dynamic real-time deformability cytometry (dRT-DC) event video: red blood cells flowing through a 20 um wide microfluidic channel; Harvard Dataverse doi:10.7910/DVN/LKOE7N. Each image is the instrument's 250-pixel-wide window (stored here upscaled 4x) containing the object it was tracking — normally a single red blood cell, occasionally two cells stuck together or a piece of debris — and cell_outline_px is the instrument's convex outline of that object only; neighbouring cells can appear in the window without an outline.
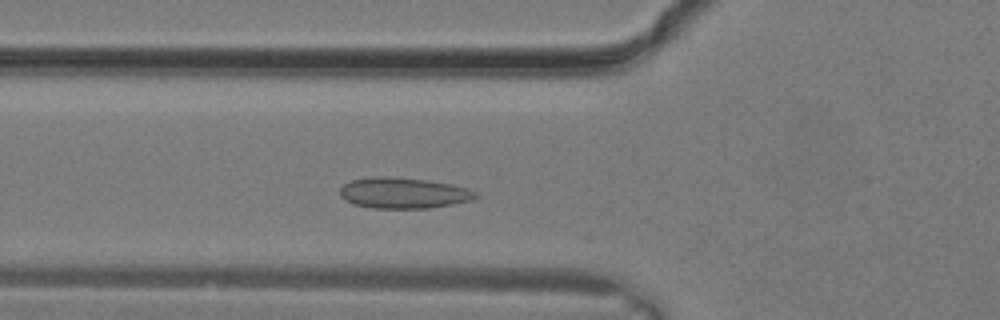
{"species": "common noctule bat (a hibernating species)", "species_latin": "Nyctalus noctula", "temperature_condition": "warm", "stored_images_in_passage": 9, "camera_frame_rate_fps": 3000, "um_per_image_px": 0.085, "animal": {"sex": "male", "body_mass_g": 19.2, "forearm_length_mm": 51.8}, "frame": {"image": 1, "passage_image": 7, "time_ms": 2.0, "image_size_px": [1000, 320], "cell_outline_px": [[480, 196], [472, 200], [452, 204], [428, 208], [372, 208], [352, 204], [344, 200], [340, 196], [340, 188], [344, 184], [352, 180], [372, 176], [380, 176], [428, 180], [452, 184], [468, 188], [476, 192]], "centroid_in_image_um": [34.29, 16.41], "position_along_channel_um": 91.5, "area_um2": 24.51}}
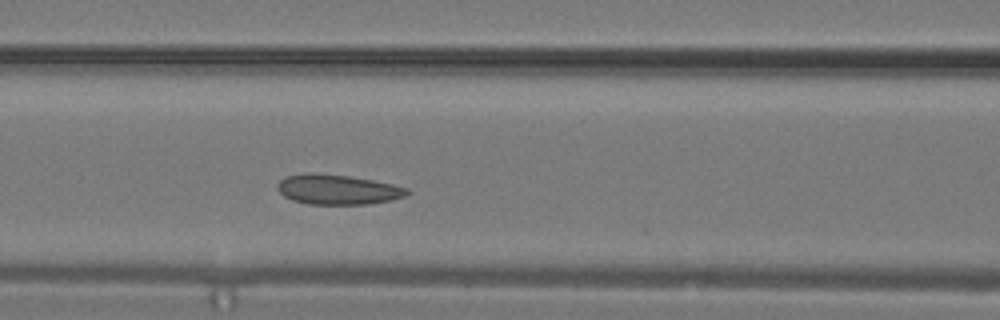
{"frame": {"image": 2, "passage_image": 9, "time_ms": 2.667, "image_size_px": [1000, 320], "cell_outline_px": [[412, 192], [404, 196], [392, 200], [368, 204], [308, 204], [292, 200], [284, 196], [276, 188], [276, 184], [280, 180], [288, 176], [348, 176], [372, 180], [392, 184], [408, 188]], "centroid_in_image_um": [28.78, 16.16], "position_along_channel_um": 137.8, "area_um2": 21.73}}